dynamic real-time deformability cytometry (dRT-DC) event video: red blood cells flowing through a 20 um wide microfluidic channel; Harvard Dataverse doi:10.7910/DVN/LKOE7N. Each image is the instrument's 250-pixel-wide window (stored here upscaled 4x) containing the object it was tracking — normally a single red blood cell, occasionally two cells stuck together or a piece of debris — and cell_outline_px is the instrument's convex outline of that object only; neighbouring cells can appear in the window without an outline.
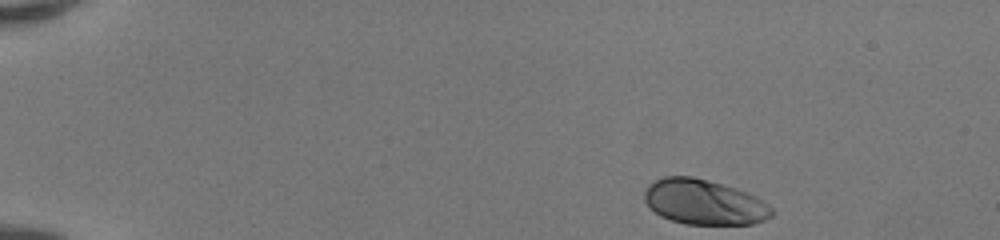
{"species": "human", "species_latin": "Homo sapiens", "temperature_condition": "room temperature", "stored_images_in_passage": 44, "camera_frame_rate_fps": 3000, "um_per_image_px": 0.085, "donor": {"sex": "female"}, "frame": {"image": 1, "passage_image": 1, "time_ms": 0.0, "image_size_px": [1000, 240], "cell_outline_px": [[776, 212], [772, 216], [764, 220], [752, 224], [684, 224], [660, 216], [648, 208], [644, 200], [644, 192], [648, 184], [664, 176], [692, 176], [708, 180], [736, 188], [748, 192], [756, 196], [772, 208]], "centroid_in_image_um": [59.83, 17.18], "position_along_channel_um": 25.2, "area_um2": 33.76}}
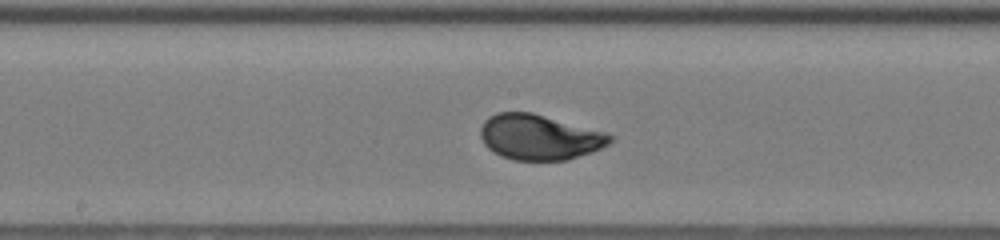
{"frame": {"image": 2, "passage_image": 22, "time_ms": 7.0, "image_size_px": [1000, 240], "cell_outline_px": [[616, 140], [592, 152], [568, 160], [516, 160], [500, 156], [492, 152], [484, 144], [480, 136], [480, 128], [484, 120], [488, 116], [496, 112], [532, 112], [608, 132], [616, 136]], "centroid_in_image_um": [45.88, 11.65], "position_along_channel_um": 202.3, "area_um2": 34.8}}
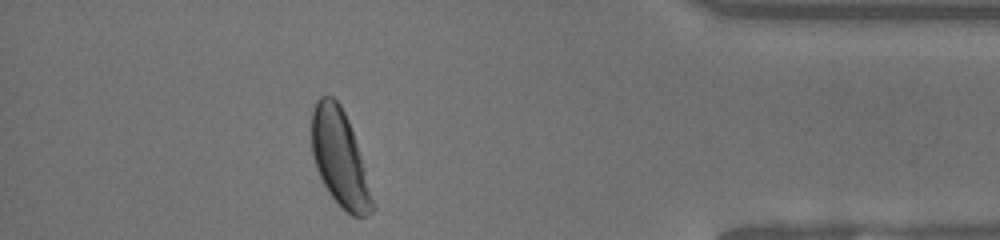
{"frame": {"image": 3, "passage_image": 39, "time_ms": 12.667, "image_size_px": [1000, 240], "cell_outline_px": [[376, 208], [372, 212], [364, 216], [352, 216], [340, 208], [328, 192], [316, 168], [312, 156], [312, 108], [316, 100], [320, 96], [332, 96], [340, 104], [348, 120], [376, 204]], "centroid_in_image_um": [28.88, 13.48], "position_along_channel_um": 406.3, "area_um2": 33.99}, "authors_computed_cell_mechanics": {"area_um2": 33.8419, "velocity_mm_per_s": 4.1484, "shape_relaxation_time_tau1_ms": 2.2365, "shape_relaxation_time_tau2_ms": null, "deformation_change_tau1": 0.1441, "deformation_change_tau2": null}}